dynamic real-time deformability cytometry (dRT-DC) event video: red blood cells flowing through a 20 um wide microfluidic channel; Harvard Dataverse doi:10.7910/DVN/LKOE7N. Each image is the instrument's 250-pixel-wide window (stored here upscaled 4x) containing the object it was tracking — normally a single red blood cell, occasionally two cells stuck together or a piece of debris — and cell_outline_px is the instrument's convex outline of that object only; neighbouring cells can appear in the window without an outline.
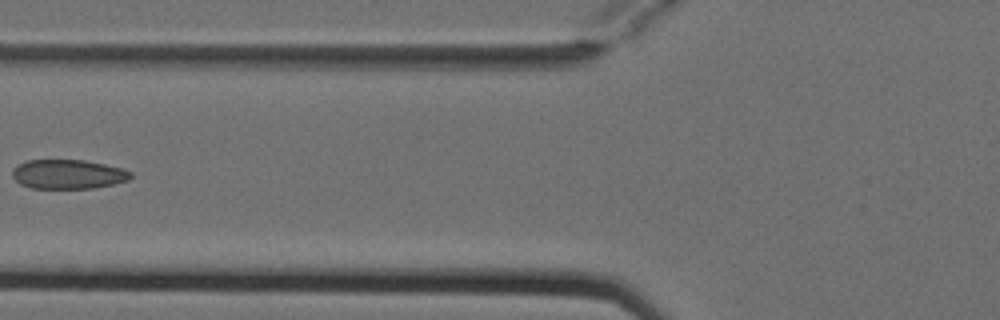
{"species": "Egyptian fruit bat (a non-hibernating species)", "species_latin": "Rousettus aegyptiacus", "temperature_condition": "cold", "stored_images_in_passage": 6, "camera_frame_rate_fps": 3000, "um_per_image_px": 0.085, "animal": {"sex": "female"}, "frame": {"image": 1, "passage_image": 5, "time_ms": 1.333, "image_size_px": [1000, 320], "cell_outline_px": [[132, 176], [128, 180], [112, 184], [92, 188], [32, 188], [20, 184], [12, 176], [12, 168], [28, 160], [84, 160], [104, 164], [120, 168], [132, 172]], "centroid_in_image_um": [5.77, 14.81], "position_along_channel_um": 120.0, "area_um2": 20.06}}
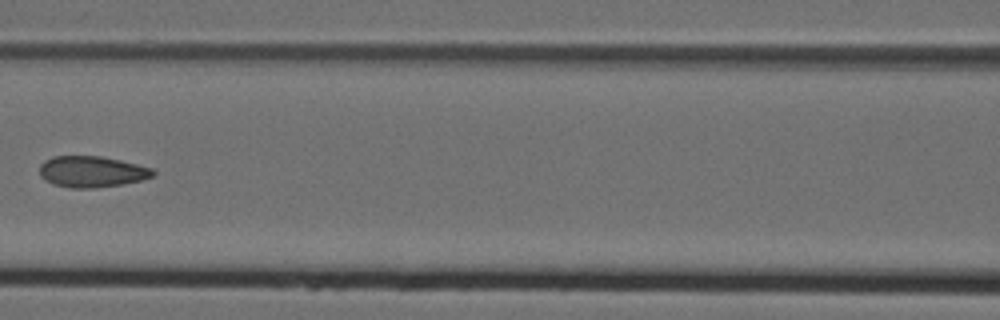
{"frame": {"image": 2, "passage_image": 6, "time_ms": 1.667, "image_size_px": [1000, 320], "cell_outline_px": [[156, 172], [152, 176], [140, 180], [120, 184], [96, 188], [72, 188], [52, 184], [40, 176], [40, 164], [44, 160], [52, 156], [100, 156], [120, 160], [152, 168]], "centroid_in_image_um": [7.76, 14.59], "position_along_channel_um": 158.8, "area_um2": 20.52}}